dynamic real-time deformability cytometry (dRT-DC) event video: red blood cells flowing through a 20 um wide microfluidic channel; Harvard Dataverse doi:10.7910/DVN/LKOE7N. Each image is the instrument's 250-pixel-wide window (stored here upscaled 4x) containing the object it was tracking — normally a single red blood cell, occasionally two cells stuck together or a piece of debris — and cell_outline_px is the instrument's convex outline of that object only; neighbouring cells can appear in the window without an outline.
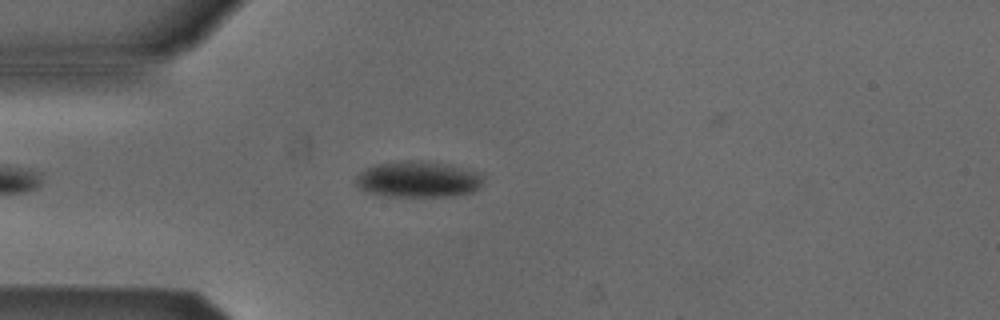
{"species": "Egyptian fruit bat (a non-hibernating species)", "species_latin": "Rousettus aegyptiacus", "temperature_condition": "cold", "stored_images_in_passage": 41, "camera_frame_rate_fps": 3000, "um_per_image_px": 0.085, "animal": {"sex": "male"}, "frame": {"image": 1, "passage_image": 7, "time_ms": 2.0, "image_size_px": [1000, 320], "cell_outline_px": [[484, 176], [480, 184], [472, 192], [452, 196], [388, 196], [364, 192], [356, 188], [356, 176], [364, 168], [376, 164], [404, 160], [420, 160], [444, 164], [480, 172]], "centroid_in_image_um": [35.47, 15.24], "position_along_channel_um": 49.5, "area_um2": 26.93}}
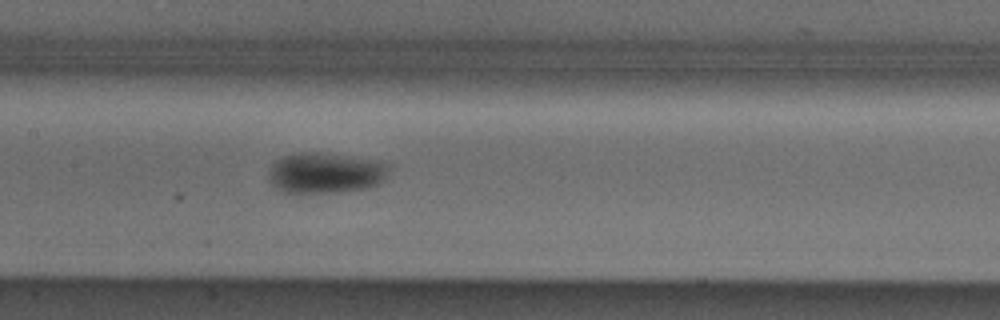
{"frame": {"image": 2, "passage_image": 18, "time_ms": 5.667, "image_size_px": [1000, 320], "cell_outline_px": [[392, 164], [388, 176], [380, 184], [368, 188], [340, 192], [300, 196], [284, 192], [276, 188], [272, 184], [268, 172], [276, 160], [284, 156], [300, 152], [312, 152], [368, 160]], "centroid_in_image_um": [27.66, 14.77], "position_along_channel_um": 179.7, "area_um2": 28.96}}
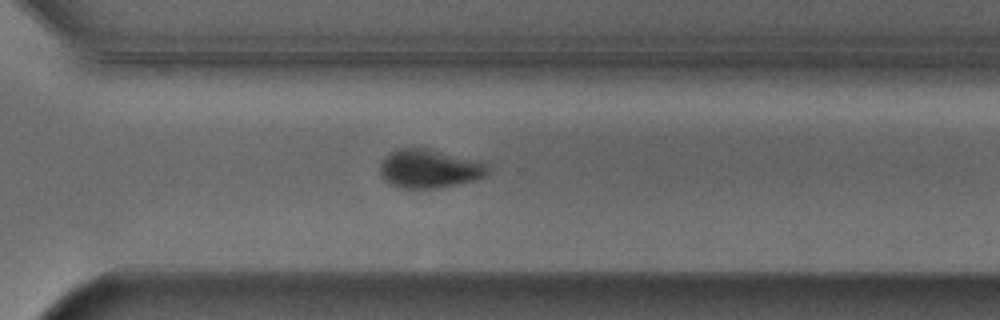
{"frame": {"image": 3, "passage_image": 30, "time_ms": 9.667, "image_size_px": [1000, 320], "cell_outline_px": [[488, 172], [484, 176], [476, 180], [440, 188], [404, 188], [392, 184], [384, 180], [380, 176], [380, 164], [384, 156], [396, 148], [424, 148], [480, 160], [488, 164]], "centroid_in_image_um": [36.49, 14.33], "position_along_channel_um": 334.1, "area_um2": 24.45}, "authors_computed_cell_mechanics": {"area_um2": 25.8366, "velocity_mm_per_s": 3.8598, "shape_relaxation_time_tau1_ms": 2.8167, "shape_relaxation_time_tau2_ms": null, "deformation_change_tau1": 0.0723, "deformation_change_tau2": null}}